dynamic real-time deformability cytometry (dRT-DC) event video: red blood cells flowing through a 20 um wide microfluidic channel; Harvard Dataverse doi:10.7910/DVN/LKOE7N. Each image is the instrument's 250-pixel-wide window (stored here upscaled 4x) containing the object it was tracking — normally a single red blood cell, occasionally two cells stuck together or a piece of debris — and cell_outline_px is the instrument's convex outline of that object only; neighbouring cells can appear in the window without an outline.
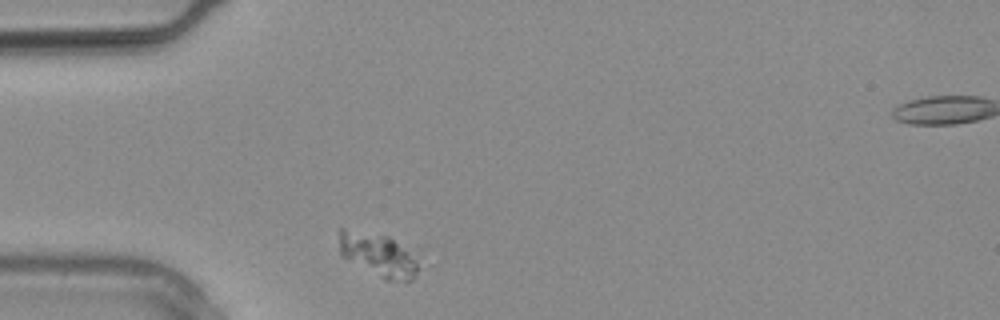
{"species": "common noctule bat (a hibernating species)", "species_latin": "Nyctalus noctula", "temperature_condition": "warm", "stored_images_in_passage": 11, "camera_frame_rate_fps": 3000, "um_per_image_px": 0.085, "animal": {"sex": "male", "body_mass_g": 20.4}, "frame": {"image": 1, "passage_image": 1, "time_ms": 0.0, "image_size_px": [1000, 320], "cell_outline_px": [[416, 272], [412, 280], [384, 280], [340, 256], [340, 228], [344, 228], [388, 236], [416, 260]], "centroid_in_image_um": [32.05, 21.67], "position_along_channel_um": 52.9, "area_um2": 19.31}}
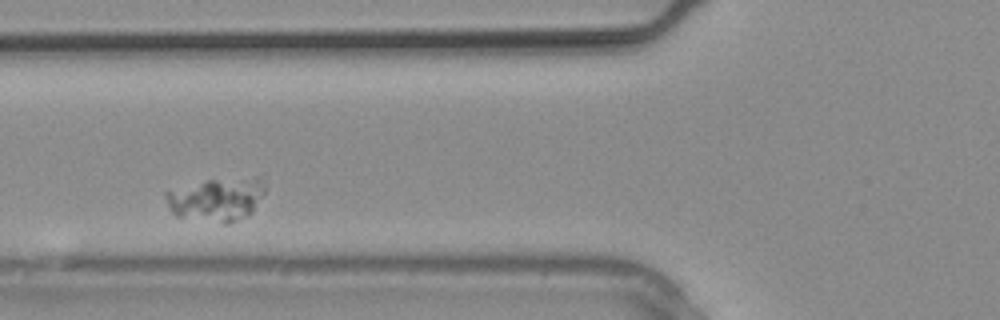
{"frame": {"image": 2, "passage_image": 4, "time_ms": 1.0, "image_size_px": [1000, 320], "cell_outline_px": [[264, 192], [252, 212], [248, 216], [228, 224], [224, 224], [176, 216], [172, 212], [164, 196], [164, 192], [208, 180], [256, 176], [264, 176]], "centroid_in_image_um": [18.46, 16.94], "position_along_channel_um": 107.3, "area_um2": 25.2}}